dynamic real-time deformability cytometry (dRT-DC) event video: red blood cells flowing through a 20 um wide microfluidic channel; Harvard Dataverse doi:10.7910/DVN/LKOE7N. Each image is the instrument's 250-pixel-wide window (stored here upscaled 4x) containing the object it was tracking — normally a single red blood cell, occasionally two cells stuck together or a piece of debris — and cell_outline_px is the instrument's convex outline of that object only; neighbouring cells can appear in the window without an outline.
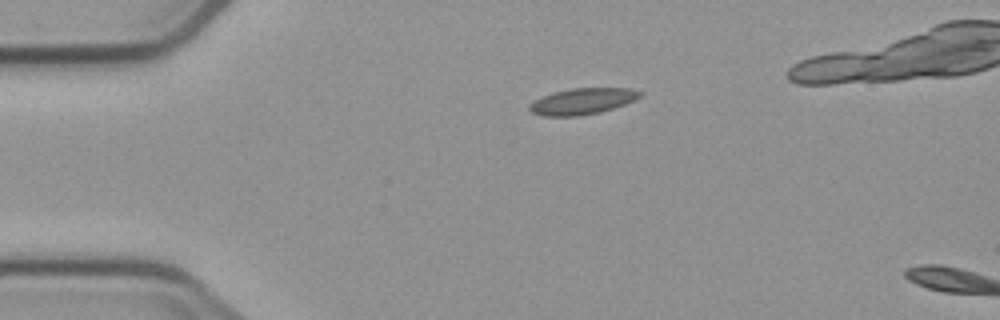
{"species": "common noctule bat (a hibernating species)", "species_latin": "Nyctalus noctula", "temperature_condition": "cold", "stored_images_in_passage": 2, "camera_frame_rate_fps": 3000, "um_per_image_px": 0.085, "animal": {"sex": "male", "body_mass_g": 23.1, "forearm_length_mm": 52.7}, "frame": {"image": 1, "passage_image": 1, "time_ms": 0.0, "image_size_px": [1000, 320], "cell_outline_px": [[644, 92], [636, 100], [600, 112], [580, 116], [544, 116], [532, 112], [528, 108], [528, 104], [552, 92], [572, 88], [628, 88]], "centroid_in_image_um": [49.51, 8.6], "position_along_channel_um": 35.5, "area_um2": 16.82}}